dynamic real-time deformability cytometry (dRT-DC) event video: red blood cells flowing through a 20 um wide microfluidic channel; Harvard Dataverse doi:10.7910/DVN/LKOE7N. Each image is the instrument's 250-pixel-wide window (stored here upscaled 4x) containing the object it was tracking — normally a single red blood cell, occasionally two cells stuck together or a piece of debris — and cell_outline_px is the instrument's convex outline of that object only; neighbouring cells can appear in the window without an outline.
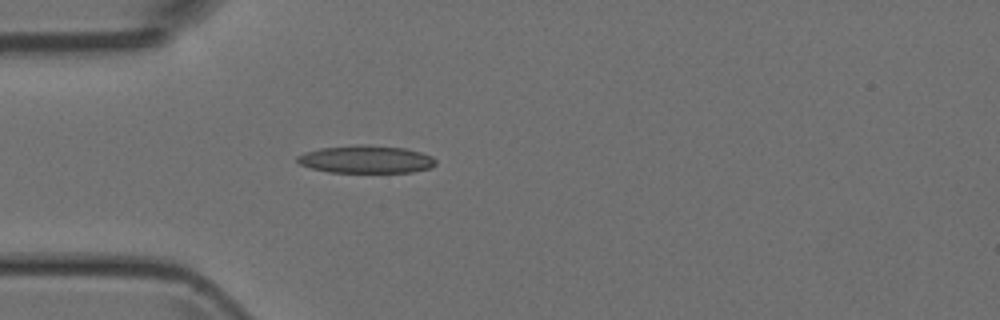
{"species": "Egyptian fruit bat (a non-hibernating species)", "species_latin": "Rousettus aegyptiacus", "temperature_condition": "room temperature", "stored_images_in_passage": 3, "camera_frame_rate_fps": 3000, "um_per_image_px": 0.085, "animal": {"sex": "female"}, "frame": {"image": 1, "passage_image": 3, "time_ms": 3.0, "image_size_px": [1000, 320], "cell_outline_px": [[436, 164], [432, 168], [412, 172], [328, 172], [312, 168], [300, 164], [296, 160], [296, 156], [304, 152], [320, 148], [356, 144], [368, 144], [404, 148], [420, 152], [432, 156], [436, 160]], "centroid_in_image_um": [31.12, 13.53], "position_along_channel_um": 53.9, "area_um2": 22.54}}